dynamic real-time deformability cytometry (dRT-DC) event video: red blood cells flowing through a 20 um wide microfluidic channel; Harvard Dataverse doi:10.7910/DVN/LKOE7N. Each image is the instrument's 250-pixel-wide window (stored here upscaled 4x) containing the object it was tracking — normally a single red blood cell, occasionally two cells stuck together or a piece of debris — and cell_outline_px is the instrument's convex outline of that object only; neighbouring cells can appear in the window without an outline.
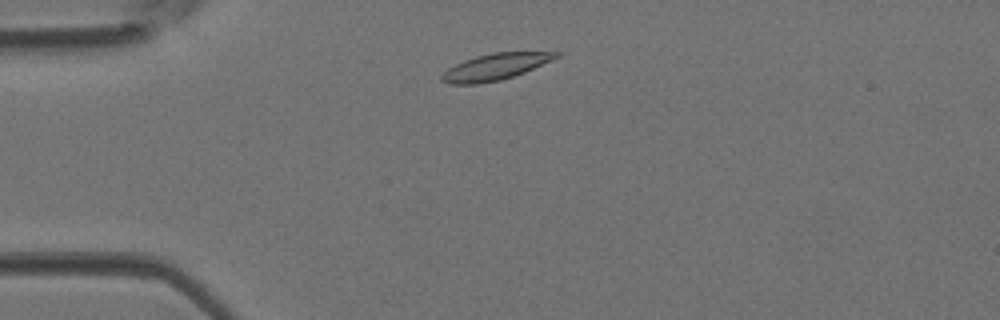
{"species": "Egyptian fruit bat (a non-hibernating species)", "species_latin": "Rousettus aegyptiacus", "temperature_condition": "room temperature", "stored_images_in_passage": 16, "camera_frame_rate_fps": 3000, "um_per_image_px": 0.085, "animal": {"sex": "female"}, "frame": {"image": 1, "passage_image": 4, "time_ms": 1.0, "image_size_px": [1000, 320], "cell_outline_px": [[564, 56], [524, 72], [500, 80], [476, 84], [452, 84], [440, 80], [440, 76], [448, 68], [464, 60], [476, 56], [492, 52], [564, 52]], "centroid_in_image_um": [42.16, 5.66], "position_along_channel_um": 42.8, "area_um2": 17.69}}
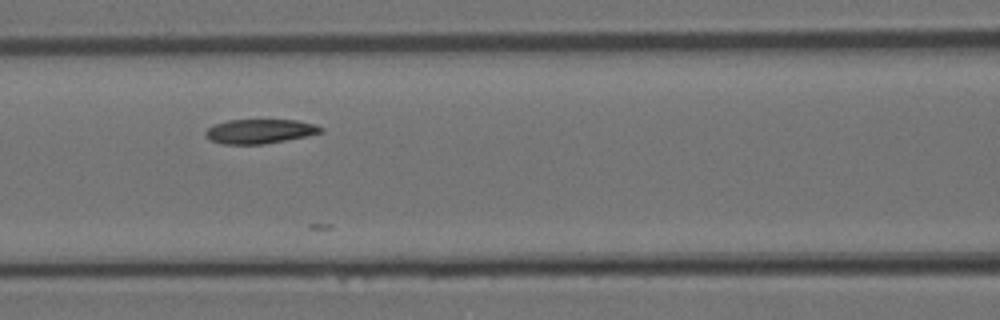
{"frame": {"image": 2, "passage_image": 12, "time_ms": 3.667, "image_size_px": [1000, 320], "cell_outline_px": [[324, 132], [308, 136], [264, 144], [220, 144], [204, 136], [204, 132], [212, 124], [228, 120], [296, 120], [316, 124], [324, 128]], "centroid_in_image_um": [22.09, 11.16], "position_along_channel_um": 144.5, "area_um2": 16.59}}
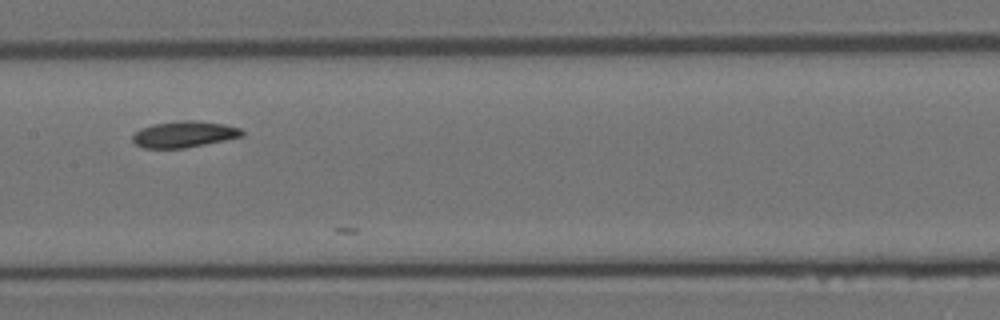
{"frame": {"image": 3, "passage_image": 15, "time_ms": 4.667, "image_size_px": [1000, 320], "cell_outline_px": [[244, 136], [184, 148], [144, 148], [136, 144], [132, 140], [132, 136], [140, 128], [152, 124], [180, 120], [196, 120], [224, 124], [240, 128], [244, 132]], "centroid_in_image_um": [15.64, 11.4], "position_along_channel_um": 191.8, "area_um2": 16.76}}